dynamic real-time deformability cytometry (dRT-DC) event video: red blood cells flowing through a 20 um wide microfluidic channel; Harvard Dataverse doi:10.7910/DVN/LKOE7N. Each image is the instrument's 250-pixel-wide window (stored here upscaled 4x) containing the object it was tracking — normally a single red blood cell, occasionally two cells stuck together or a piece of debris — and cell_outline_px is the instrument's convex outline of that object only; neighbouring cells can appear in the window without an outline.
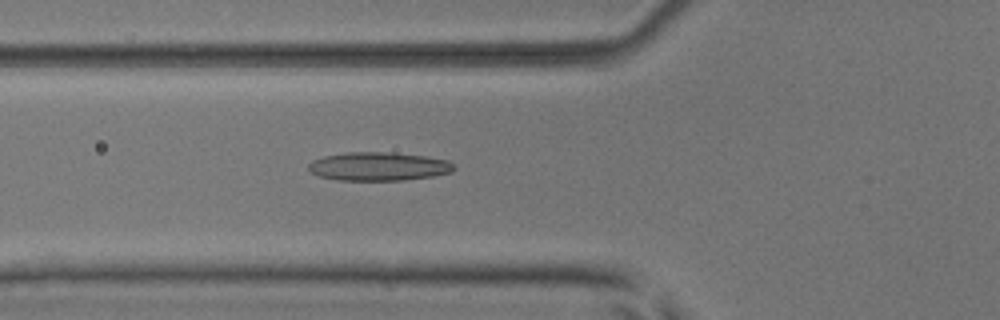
{"species": "common noctule bat (a hibernating species)", "species_latin": "Nyctalus noctula", "temperature_condition": "room temperature", "stored_images_in_passage": 51, "camera_frame_rate_fps": 3000, "um_per_image_px": 0.085, "animal": {"sex": "male", "body_mass_g": 17.9, "forearm_length_mm": 54.2}, "frame": {"image": 1, "passage_image": 18, "time_ms": 5.667, "image_size_px": [1000, 320], "cell_outline_px": [[456, 168], [452, 172], [432, 176], [404, 180], [336, 180], [320, 176], [312, 172], [308, 168], [308, 164], [312, 160], [324, 156], [348, 152], [392, 152], [428, 156], [448, 160]], "centroid_in_image_um": [32.2, 14.14], "position_along_channel_um": 93.6, "area_um2": 24.28}}
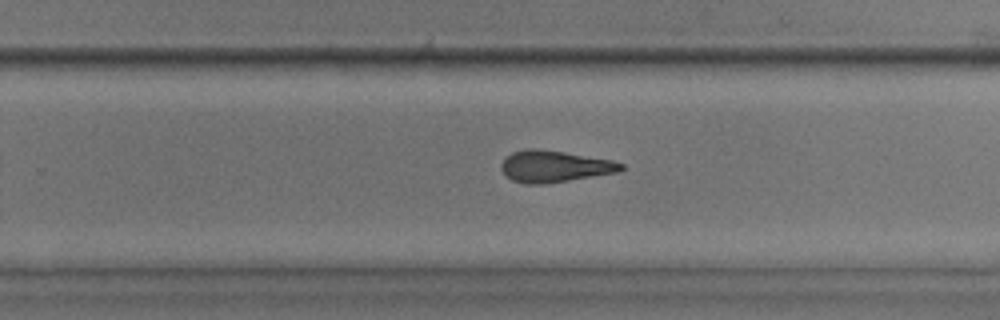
{"frame": {"image": 2, "passage_image": 32, "time_ms": 10.333, "image_size_px": [1000, 320], "cell_outline_px": [[624, 168], [620, 172], [544, 184], [528, 184], [512, 180], [500, 168], [500, 164], [512, 152], [528, 148], [536, 148], [564, 152], [612, 160], [624, 164]], "centroid_in_image_um": [47.15, 14.14], "position_along_channel_um": 282.7, "area_um2": 21.96}}
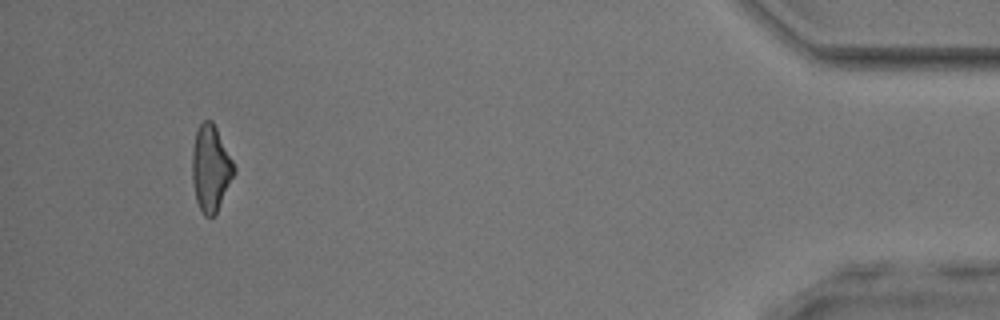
{"frame": {"image": 3, "passage_image": 47, "time_ms": 15.333, "image_size_px": [1000, 320], "cell_outline_px": [[236, 172], [216, 212], [212, 216], [204, 216], [196, 200], [192, 184], [192, 148], [196, 128], [204, 120], [212, 120], [236, 168]], "centroid_in_image_um": [17.89, 14.28], "position_along_channel_um": 417.3, "area_um2": 20.92}}